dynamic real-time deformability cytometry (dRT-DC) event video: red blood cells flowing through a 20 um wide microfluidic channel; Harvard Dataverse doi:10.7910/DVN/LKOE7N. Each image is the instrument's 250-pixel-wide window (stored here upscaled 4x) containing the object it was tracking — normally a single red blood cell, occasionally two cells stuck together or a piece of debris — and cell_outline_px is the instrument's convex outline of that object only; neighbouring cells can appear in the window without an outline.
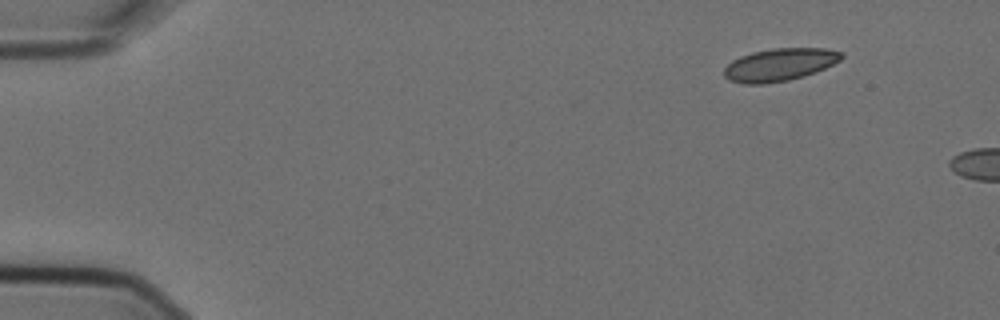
{"species": "Egyptian fruit bat (a non-hibernating species)", "species_latin": "Rousettus aegyptiacus", "temperature_condition": "cold", "stored_images_in_passage": 2, "camera_frame_rate_fps": 3000, "um_per_image_px": 0.085, "animal": {"sex": "female"}, "frame": {"image": 1, "passage_image": 1, "time_ms": 0.0, "image_size_px": [1000, 320], "cell_outline_px": [[844, 56], [840, 60], [816, 72], [804, 76], [788, 80], [764, 84], [744, 84], [728, 80], [724, 76], [724, 68], [732, 60], [740, 56], [752, 52], [772, 48], [828, 48], [844, 52]], "centroid_in_image_um": [66.27, 5.49], "position_along_channel_um": 18.7, "area_um2": 22.48}}